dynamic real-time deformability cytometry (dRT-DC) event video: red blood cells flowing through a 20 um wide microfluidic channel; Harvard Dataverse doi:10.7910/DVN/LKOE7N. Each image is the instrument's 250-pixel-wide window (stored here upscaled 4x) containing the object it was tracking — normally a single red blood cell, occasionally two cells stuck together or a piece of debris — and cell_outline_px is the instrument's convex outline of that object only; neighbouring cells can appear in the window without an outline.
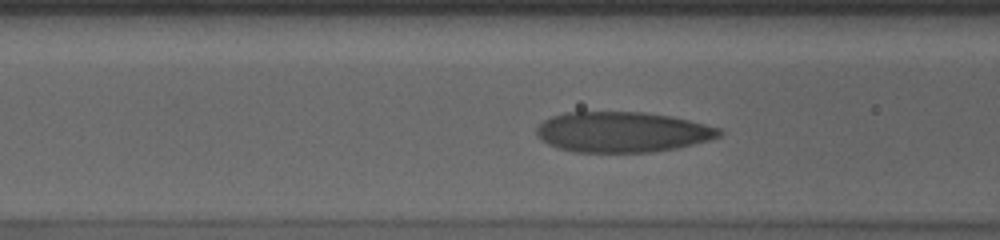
{"species": "human", "species_latin": "Homo sapiens", "temperature_condition": "cold", "stored_images_in_passage": 43, "camera_frame_rate_fps": 3000, "um_per_image_px": 0.085, "donor": {"sex": "male"}, "frame": {"image": 1, "passage_image": 16, "time_ms": 5.0, "image_size_px": [1000, 240], "cell_outline_px": [[724, 132], [720, 136], [708, 140], [676, 148], [652, 152], [576, 152], [556, 148], [540, 140], [536, 136], [536, 128], [544, 120], [552, 116], [564, 112], [644, 112], [672, 116], [720, 128]], "centroid_in_image_um": [52.86, 11.22], "position_along_channel_um": 113.7, "area_um2": 43.18}}
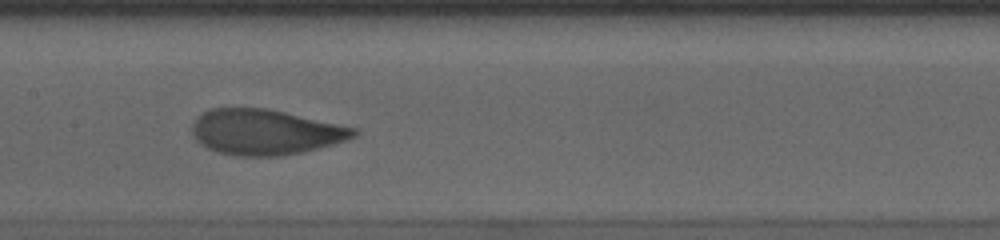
{"frame": {"image": 2, "passage_image": 22, "time_ms": 7.0, "image_size_px": [1000, 240], "cell_outline_px": [[360, 132], [356, 136], [348, 140], [304, 152], [280, 156], [236, 156], [220, 152], [208, 148], [200, 144], [192, 136], [192, 124], [196, 116], [208, 108], [268, 108], [356, 128]], "centroid_in_image_um": [22.53, 11.22], "position_along_channel_um": 184.9, "area_um2": 43.12}}
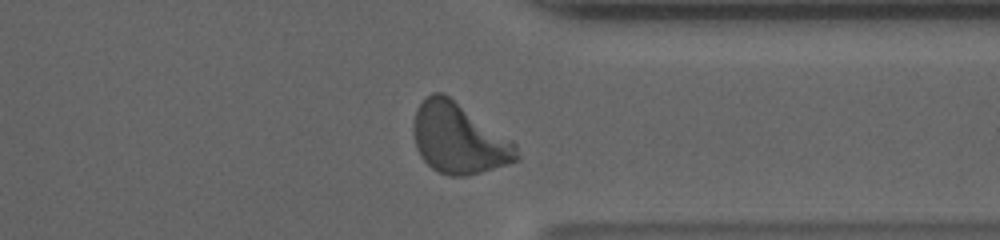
{"frame": {"image": 3, "passage_image": 38, "time_ms": 12.333, "image_size_px": [1000, 240], "cell_outline_px": [[520, 160], [508, 164], [468, 176], [448, 176], [432, 168], [420, 156], [416, 148], [412, 132], [412, 124], [416, 112], [420, 104], [432, 92], [444, 92], [512, 140], [516, 144], [520, 156]], "centroid_in_image_um": [39.0, 11.78], "position_along_channel_um": 372.4, "area_um2": 42.54}}